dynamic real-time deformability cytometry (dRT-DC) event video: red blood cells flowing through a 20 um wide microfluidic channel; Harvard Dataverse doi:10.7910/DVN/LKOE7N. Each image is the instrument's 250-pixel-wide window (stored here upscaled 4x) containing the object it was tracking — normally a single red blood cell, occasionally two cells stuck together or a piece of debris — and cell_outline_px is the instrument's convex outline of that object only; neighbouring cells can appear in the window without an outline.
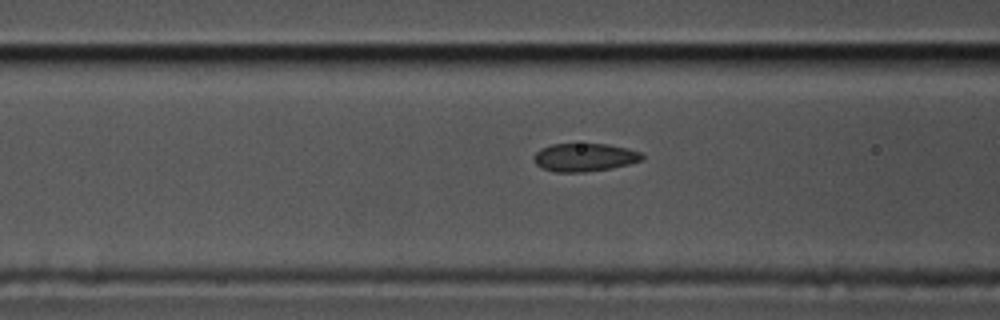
{"species": "common noctule bat (a hibernating species)", "species_latin": "Nyctalus noctula", "temperature_condition": "cold", "stored_images_in_passage": 7, "camera_frame_rate_fps": 3000, "um_per_image_px": 0.085, "animal": {"sex": "male", "body_mass_g": 17.5, "forearm_length_mm": 52.3}, "frame": {"image": 1, "passage_image": 5, "time_ms": 1.333, "image_size_px": [1000, 320], "cell_outline_px": [[644, 156], [640, 160], [628, 164], [612, 168], [584, 172], [556, 172], [540, 168], [532, 160], [532, 156], [540, 148], [552, 144], [608, 144], [628, 148], [640, 152]], "centroid_in_image_um": [49.63, 13.37], "position_along_channel_um": 117.0, "area_um2": 17.86}}